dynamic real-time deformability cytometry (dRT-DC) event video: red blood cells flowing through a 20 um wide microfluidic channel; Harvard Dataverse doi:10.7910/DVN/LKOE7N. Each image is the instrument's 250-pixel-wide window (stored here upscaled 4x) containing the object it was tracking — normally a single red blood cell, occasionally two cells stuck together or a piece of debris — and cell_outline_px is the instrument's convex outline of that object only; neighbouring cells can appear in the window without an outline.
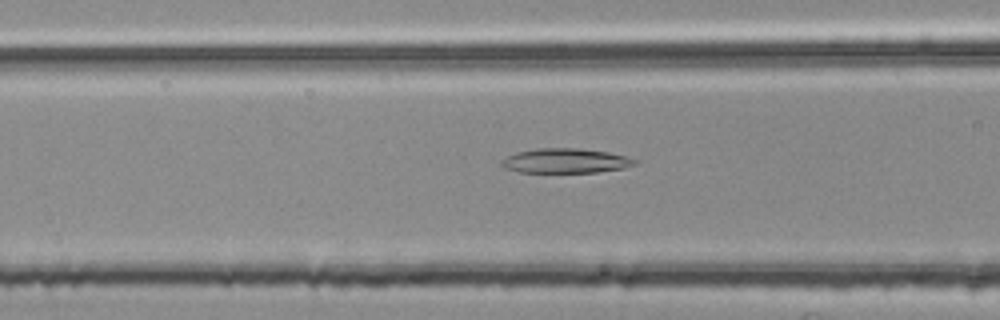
{"species": "common noctule bat (a hibernating species)", "species_latin": "Nyctalus noctula", "temperature_condition": "room temperature", "stored_images_in_passage": 40, "camera_frame_rate_fps": 3000, "um_per_image_px": 0.085, "animal": {"sex": "female", "body_mass_g": 25.1}, "frame": {"image": 1, "passage_image": 7, "time_ms": 2.0, "image_size_px": [1000, 320], "cell_outline_px": [[636, 164], [624, 168], [596, 172], [520, 172], [504, 168], [500, 164], [500, 160], [516, 152], [536, 148], [580, 148], [608, 152], [624, 156], [636, 160]], "centroid_in_image_um": [48.03, 13.66], "position_along_channel_um": 118.6, "area_um2": 19.07}}
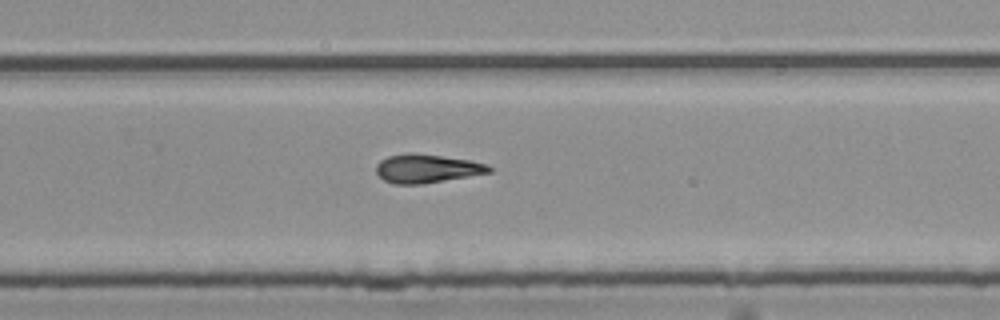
{"frame": {"image": 2, "passage_image": 21, "time_ms": 6.667, "image_size_px": [1000, 320], "cell_outline_px": [[492, 172], [424, 184], [392, 184], [384, 180], [376, 172], [376, 164], [380, 160], [388, 156], [408, 152], [416, 152], [468, 160], [488, 164], [492, 168]], "centroid_in_image_um": [36.26, 14.32], "position_along_channel_um": 293.5, "area_um2": 19.02}}
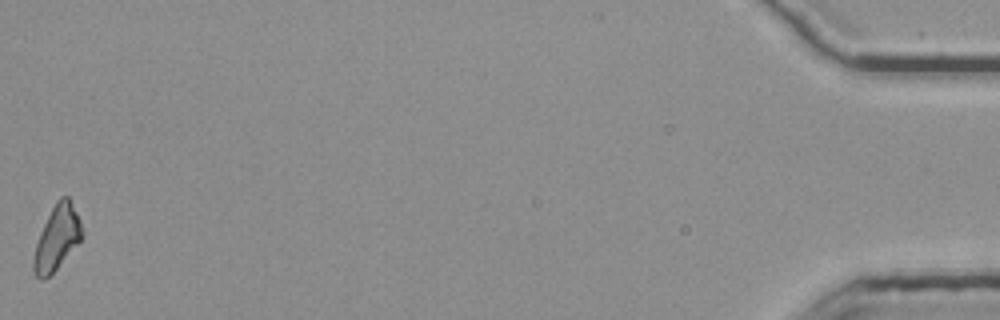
{"frame": {"image": 3, "passage_image": 40, "time_ms": 13.0, "image_size_px": [1000, 320], "cell_outline_px": [[84, 232], [80, 240], [56, 268], [44, 280], [40, 280], [36, 276], [32, 268], [32, 256], [40, 232], [56, 200], [60, 196], [68, 196], [84, 228]], "centroid_in_image_um": [4.82, 20.21], "position_along_channel_um": 430.4, "area_um2": 17.98}}